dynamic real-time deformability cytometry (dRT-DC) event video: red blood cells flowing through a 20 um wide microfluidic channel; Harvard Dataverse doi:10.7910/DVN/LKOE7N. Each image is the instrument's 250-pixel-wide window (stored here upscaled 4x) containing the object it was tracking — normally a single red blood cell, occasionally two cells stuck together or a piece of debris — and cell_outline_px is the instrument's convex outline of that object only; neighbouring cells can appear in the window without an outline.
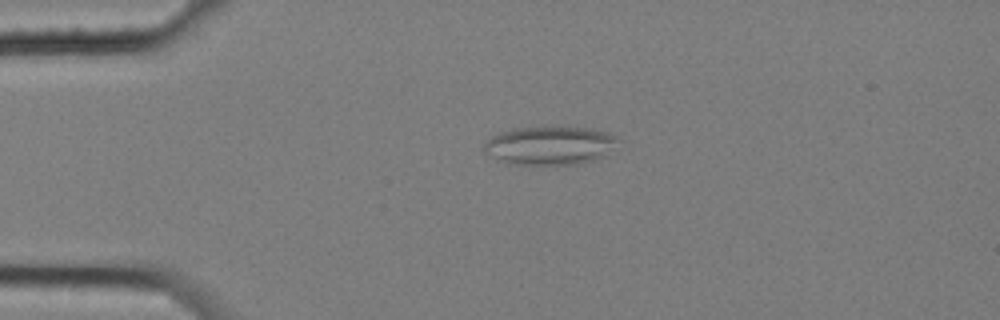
{"species": "common noctule bat (a hibernating species)", "species_latin": "Nyctalus noctula", "temperature_condition": "cold", "stored_images_in_passage": 6, "camera_frame_rate_fps": 3000, "um_per_image_px": 0.085, "animal": {"sex": "female", "body_mass_g": 25.1}, "frame": {"image": 1, "passage_image": 5, "time_ms": 1.333, "image_size_px": [1000, 320], "cell_outline_px": [[620, 140], [604, 156], [592, 160], [576, 164], [508, 164], [488, 152], [484, 148], [484, 144], [492, 136], [500, 132], [512, 128], [556, 124], [592, 128], [608, 132], [616, 136]], "centroid_in_image_um": [46.79, 12.3], "position_along_channel_um": 38.2, "area_um2": 30.58}}